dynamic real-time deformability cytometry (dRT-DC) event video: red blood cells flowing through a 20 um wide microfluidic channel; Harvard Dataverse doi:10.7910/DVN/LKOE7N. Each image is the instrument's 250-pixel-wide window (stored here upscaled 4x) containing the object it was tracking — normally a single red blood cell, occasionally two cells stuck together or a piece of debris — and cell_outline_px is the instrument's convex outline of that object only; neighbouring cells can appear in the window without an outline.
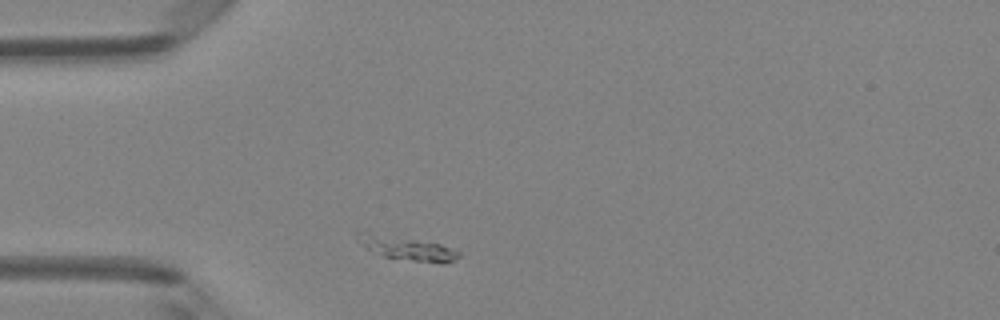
{"species": "Egyptian fruit bat (a non-hibernating species)", "species_latin": "Rousettus aegyptiacus", "temperature_condition": "room temperature", "stored_images_in_passage": 2, "camera_frame_rate_fps": 3000, "um_per_image_px": 0.085, "animal": {"sex": "female"}, "frame": {"image": 1, "passage_image": 1, "time_ms": 0.0, "image_size_px": [1000, 320], "cell_outline_px": [[460, 256], [452, 260], [412, 260], [384, 256], [368, 248], [352, 236], [368, 232], [440, 244], [460, 252]], "centroid_in_image_um": [34.52, 21.06], "position_along_channel_um": 50.5, "area_um2": 12.66}}